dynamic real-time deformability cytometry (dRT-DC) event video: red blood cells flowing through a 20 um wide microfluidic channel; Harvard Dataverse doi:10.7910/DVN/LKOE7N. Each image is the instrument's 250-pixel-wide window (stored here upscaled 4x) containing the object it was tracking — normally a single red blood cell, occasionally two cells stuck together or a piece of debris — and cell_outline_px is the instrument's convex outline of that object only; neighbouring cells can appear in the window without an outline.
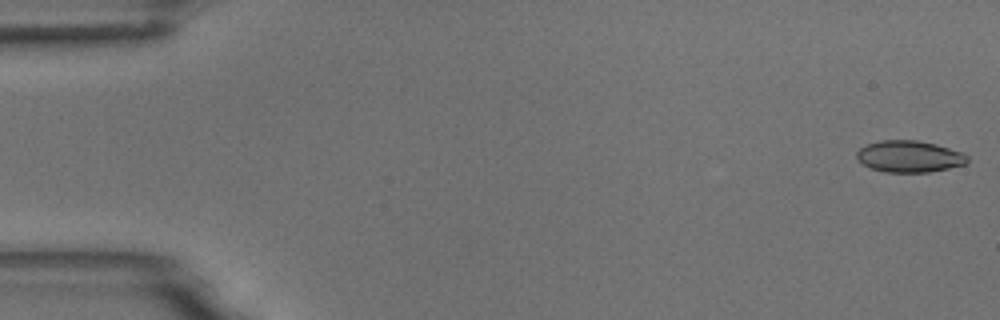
{"species": "common noctule bat (a hibernating species)", "species_latin": "Nyctalus noctula", "temperature_condition": "room temperature", "stored_images_in_passage": 9, "camera_frame_rate_fps": 3000, "um_per_image_px": 0.085, "animal": {"sex": "male", "body_mass_g": 18.8}, "frame": {"image": 1, "passage_image": 1, "time_ms": 0.0, "image_size_px": [1000, 320], "cell_outline_px": [[968, 160], [964, 164], [948, 168], [928, 172], [884, 172], [872, 168], [864, 164], [856, 156], [856, 152], [860, 148], [868, 144], [880, 140], [916, 140], [936, 144], [960, 152], [968, 156]], "centroid_in_image_um": [77.28, 13.29], "position_along_channel_um": 7.7, "area_um2": 20.11}}
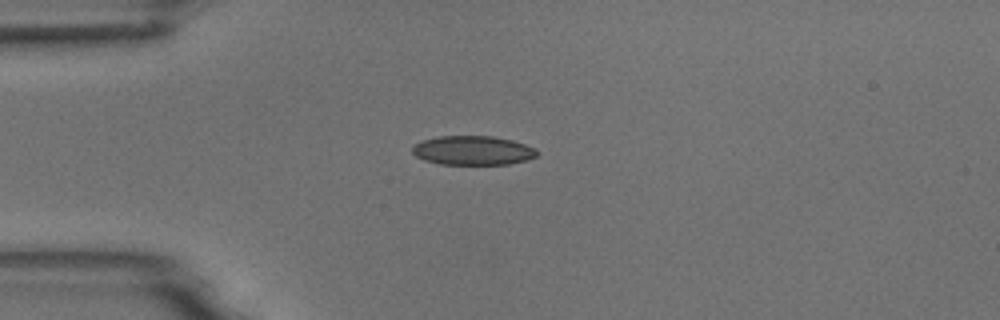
{"frame": {"image": 2, "passage_image": 4, "time_ms": 1.0, "image_size_px": [1000, 320], "cell_outline_px": [[540, 152], [536, 156], [528, 160], [508, 164], [440, 164], [424, 160], [416, 156], [412, 152], [412, 148], [420, 140], [440, 136], [492, 136], [512, 140], [536, 148]], "centroid_in_image_um": [40.21, 12.78], "position_along_channel_um": 44.8, "area_um2": 21.27}}
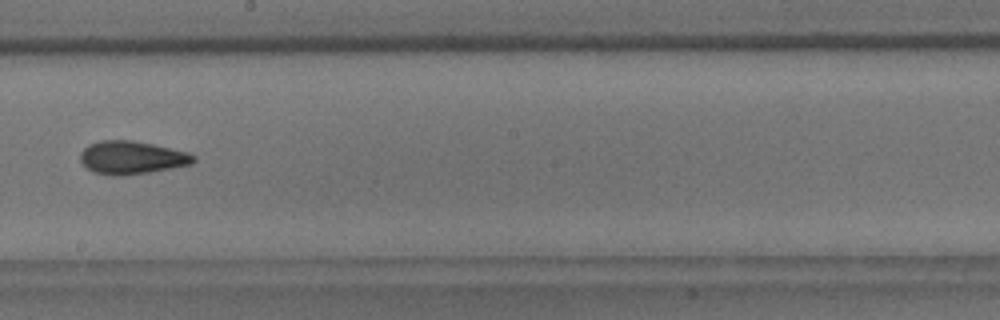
{"frame": {"image": 3, "passage_image": 9, "time_ms": 2.667, "image_size_px": [1000, 320], "cell_outline_px": [[196, 160], [192, 164], [172, 168], [148, 172], [116, 176], [112, 176], [92, 172], [80, 160], [80, 152], [88, 144], [100, 140], [132, 140], [152, 144], [188, 152], [196, 156]], "centroid_in_image_um": [11.19, 13.39], "position_along_channel_um": 237.0, "area_um2": 21.85}}